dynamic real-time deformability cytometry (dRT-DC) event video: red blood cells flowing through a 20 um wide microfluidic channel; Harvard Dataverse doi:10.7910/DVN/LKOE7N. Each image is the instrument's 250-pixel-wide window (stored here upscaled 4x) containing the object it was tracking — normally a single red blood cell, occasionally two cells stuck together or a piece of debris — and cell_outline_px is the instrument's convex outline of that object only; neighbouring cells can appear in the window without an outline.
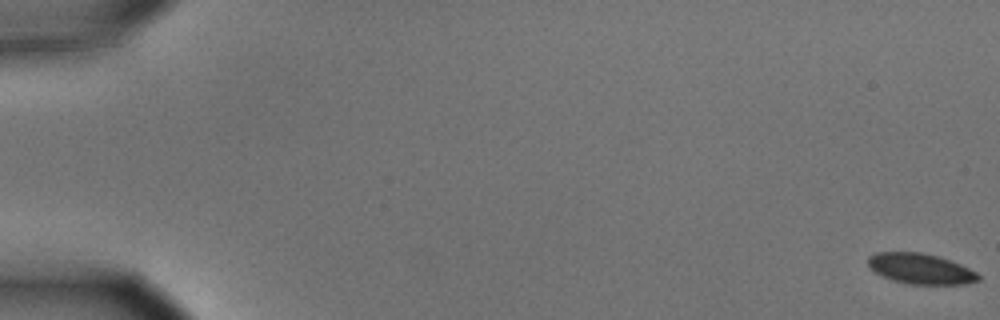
{"species": "common noctule bat (a hibernating species)", "species_latin": "Nyctalus noctula", "temperature_condition": "cold", "stored_images_in_passage": 21, "camera_frame_rate_fps": 3000, "um_per_image_px": 0.085, "animal": {"sex": "male", "body_mass_g": 15.6}, "frame": {"image": 1, "passage_image": 1, "time_ms": 0.0, "image_size_px": [1000, 320], "cell_outline_px": [[980, 280], [964, 284], [908, 284], [892, 280], [876, 272], [868, 264], [868, 256], [876, 252], [920, 252], [936, 256], [960, 264], [976, 272], [980, 276]], "centroid_in_image_um": [78.24, 22.84], "position_along_channel_um": 6.8, "area_um2": 19.36}}
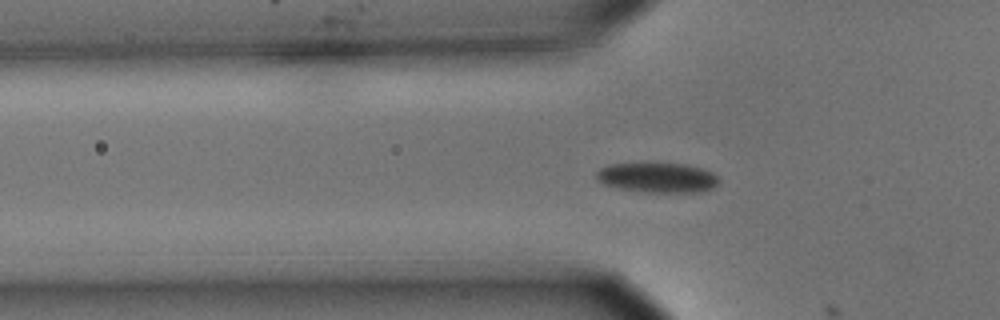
{"frame": {"image": 2, "passage_image": 20, "time_ms": 6.333, "image_size_px": [1000, 320], "cell_outline_px": [[720, 180], [712, 188], [704, 192], [644, 192], [616, 188], [600, 184], [596, 180], [596, 172], [600, 168], [612, 164], [684, 164], [700, 168], [712, 172]], "centroid_in_image_um": [55.84, 15.12], "position_along_channel_um": 70.0, "area_um2": 21.33}}